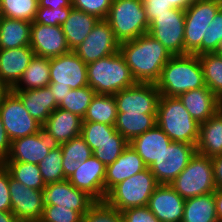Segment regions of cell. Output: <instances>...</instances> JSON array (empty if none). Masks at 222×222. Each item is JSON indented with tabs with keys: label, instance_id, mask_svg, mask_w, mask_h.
Listing matches in <instances>:
<instances>
[{
	"label": "cell",
	"instance_id": "cell-1",
	"mask_svg": "<svg viewBox=\"0 0 222 222\" xmlns=\"http://www.w3.org/2000/svg\"><path fill=\"white\" fill-rule=\"evenodd\" d=\"M119 52L140 83H156L163 67L173 56L157 39L145 33L134 40L120 43Z\"/></svg>",
	"mask_w": 222,
	"mask_h": 222
},
{
	"label": "cell",
	"instance_id": "cell-2",
	"mask_svg": "<svg viewBox=\"0 0 222 222\" xmlns=\"http://www.w3.org/2000/svg\"><path fill=\"white\" fill-rule=\"evenodd\" d=\"M161 96L178 97L187 91L205 87L198 55H173L155 83Z\"/></svg>",
	"mask_w": 222,
	"mask_h": 222
},
{
	"label": "cell",
	"instance_id": "cell-3",
	"mask_svg": "<svg viewBox=\"0 0 222 222\" xmlns=\"http://www.w3.org/2000/svg\"><path fill=\"white\" fill-rule=\"evenodd\" d=\"M87 79L96 94L104 95H115L137 83L120 52L87 64Z\"/></svg>",
	"mask_w": 222,
	"mask_h": 222
},
{
	"label": "cell",
	"instance_id": "cell-4",
	"mask_svg": "<svg viewBox=\"0 0 222 222\" xmlns=\"http://www.w3.org/2000/svg\"><path fill=\"white\" fill-rule=\"evenodd\" d=\"M157 126L175 142L197 145L200 124L192 118L178 97L160 96Z\"/></svg>",
	"mask_w": 222,
	"mask_h": 222
},
{
	"label": "cell",
	"instance_id": "cell-5",
	"mask_svg": "<svg viewBox=\"0 0 222 222\" xmlns=\"http://www.w3.org/2000/svg\"><path fill=\"white\" fill-rule=\"evenodd\" d=\"M121 43L148 33L149 22L142 0H112L105 19Z\"/></svg>",
	"mask_w": 222,
	"mask_h": 222
},
{
	"label": "cell",
	"instance_id": "cell-6",
	"mask_svg": "<svg viewBox=\"0 0 222 222\" xmlns=\"http://www.w3.org/2000/svg\"><path fill=\"white\" fill-rule=\"evenodd\" d=\"M160 184L149 168L115 185L105 201L120 212L133 207L147 206L149 198Z\"/></svg>",
	"mask_w": 222,
	"mask_h": 222
},
{
	"label": "cell",
	"instance_id": "cell-7",
	"mask_svg": "<svg viewBox=\"0 0 222 222\" xmlns=\"http://www.w3.org/2000/svg\"><path fill=\"white\" fill-rule=\"evenodd\" d=\"M169 185L184 199L215 192L211 158L196 152L188 165Z\"/></svg>",
	"mask_w": 222,
	"mask_h": 222
},
{
	"label": "cell",
	"instance_id": "cell-8",
	"mask_svg": "<svg viewBox=\"0 0 222 222\" xmlns=\"http://www.w3.org/2000/svg\"><path fill=\"white\" fill-rule=\"evenodd\" d=\"M222 0H194L185 9L184 55L193 54L206 41V31Z\"/></svg>",
	"mask_w": 222,
	"mask_h": 222
},
{
	"label": "cell",
	"instance_id": "cell-9",
	"mask_svg": "<svg viewBox=\"0 0 222 222\" xmlns=\"http://www.w3.org/2000/svg\"><path fill=\"white\" fill-rule=\"evenodd\" d=\"M0 116L11 141L35 134L42 128V124L31 117L13 90L0 101Z\"/></svg>",
	"mask_w": 222,
	"mask_h": 222
},
{
	"label": "cell",
	"instance_id": "cell-10",
	"mask_svg": "<svg viewBox=\"0 0 222 222\" xmlns=\"http://www.w3.org/2000/svg\"><path fill=\"white\" fill-rule=\"evenodd\" d=\"M185 10L172 8L168 13L155 15L148 33L172 55H184Z\"/></svg>",
	"mask_w": 222,
	"mask_h": 222
},
{
	"label": "cell",
	"instance_id": "cell-11",
	"mask_svg": "<svg viewBox=\"0 0 222 222\" xmlns=\"http://www.w3.org/2000/svg\"><path fill=\"white\" fill-rule=\"evenodd\" d=\"M195 153V145L172 141L149 169L159 184H169L188 165Z\"/></svg>",
	"mask_w": 222,
	"mask_h": 222
},
{
	"label": "cell",
	"instance_id": "cell-12",
	"mask_svg": "<svg viewBox=\"0 0 222 222\" xmlns=\"http://www.w3.org/2000/svg\"><path fill=\"white\" fill-rule=\"evenodd\" d=\"M60 147L59 142L43 127L35 134L11 141L9 155L4 162L39 164L50 150Z\"/></svg>",
	"mask_w": 222,
	"mask_h": 222
},
{
	"label": "cell",
	"instance_id": "cell-13",
	"mask_svg": "<svg viewBox=\"0 0 222 222\" xmlns=\"http://www.w3.org/2000/svg\"><path fill=\"white\" fill-rule=\"evenodd\" d=\"M160 92L155 83H140L117 92V113L157 114Z\"/></svg>",
	"mask_w": 222,
	"mask_h": 222
},
{
	"label": "cell",
	"instance_id": "cell-14",
	"mask_svg": "<svg viewBox=\"0 0 222 222\" xmlns=\"http://www.w3.org/2000/svg\"><path fill=\"white\" fill-rule=\"evenodd\" d=\"M120 42L109 23L99 20L86 39L73 51L85 63L97 61L119 52Z\"/></svg>",
	"mask_w": 222,
	"mask_h": 222
},
{
	"label": "cell",
	"instance_id": "cell-15",
	"mask_svg": "<svg viewBox=\"0 0 222 222\" xmlns=\"http://www.w3.org/2000/svg\"><path fill=\"white\" fill-rule=\"evenodd\" d=\"M50 86L79 89L88 86L87 64L74 51L50 58Z\"/></svg>",
	"mask_w": 222,
	"mask_h": 222
},
{
	"label": "cell",
	"instance_id": "cell-16",
	"mask_svg": "<svg viewBox=\"0 0 222 222\" xmlns=\"http://www.w3.org/2000/svg\"><path fill=\"white\" fill-rule=\"evenodd\" d=\"M9 192L11 211L20 222L40 221L44 209L43 190L26 187L9 173Z\"/></svg>",
	"mask_w": 222,
	"mask_h": 222
},
{
	"label": "cell",
	"instance_id": "cell-17",
	"mask_svg": "<svg viewBox=\"0 0 222 222\" xmlns=\"http://www.w3.org/2000/svg\"><path fill=\"white\" fill-rule=\"evenodd\" d=\"M43 198L44 205H61L78 211L82 216L96 202L86 192L74 187L68 179L46 184Z\"/></svg>",
	"mask_w": 222,
	"mask_h": 222
},
{
	"label": "cell",
	"instance_id": "cell-18",
	"mask_svg": "<svg viewBox=\"0 0 222 222\" xmlns=\"http://www.w3.org/2000/svg\"><path fill=\"white\" fill-rule=\"evenodd\" d=\"M105 176L106 165L92 155L81 163L68 180L95 201H105Z\"/></svg>",
	"mask_w": 222,
	"mask_h": 222
},
{
	"label": "cell",
	"instance_id": "cell-19",
	"mask_svg": "<svg viewBox=\"0 0 222 222\" xmlns=\"http://www.w3.org/2000/svg\"><path fill=\"white\" fill-rule=\"evenodd\" d=\"M36 56L54 58L69 51L61 26L32 23L30 45Z\"/></svg>",
	"mask_w": 222,
	"mask_h": 222
},
{
	"label": "cell",
	"instance_id": "cell-20",
	"mask_svg": "<svg viewBox=\"0 0 222 222\" xmlns=\"http://www.w3.org/2000/svg\"><path fill=\"white\" fill-rule=\"evenodd\" d=\"M184 205L185 199L169 184H160L147 206L160 222H181Z\"/></svg>",
	"mask_w": 222,
	"mask_h": 222
},
{
	"label": "cell",
	"instance_id": "cell-21",
	"mask_svg": "<svg viewBox=\"0 0 222 222\" xmlns=\"http://www.w3.org/2000/svg\"><path fill=\"white\" fill-rule=\"evenodd\" d=\"M178 98L199 124L207 121L222 108V101L207 86L187 91Z\"/></svg>",
	"mask_w": 222,
	"mask_h": 222
},
{
	"label": "cell",
	"instance_id": "cell-22",
	"mask_svg": "<svg viewBox=\"0 0 222 222\" xmlns=\"http://www.w3.org/2000/svg\"><path fill=\"white\" fill-rule=\"evenodd\" d=\"M34 56L35 52L30 46L0 50V76L11 90L20 81Z\"/></svg>",
	"mask_w": 222,
	"mask_h": 222
},
{
	"label": "cell",
	"instance_id": "cell-23",
	"mask_svg": "<svg viewBox=\"0 0 222 222\" xmlns=\"http://www.w3.org/2000/svg\"><path fill=\"white\" fill-rule=\"evenodd\" d=\"M146 168L142 158L128 145L113 163L106 166L105 198L115 185Z\"/></svg>",
	"mask_w": 222,
	"mask_h": 222
},
{
	"label": "cell",
	"instance_id": "cell-24",
	"mask_svg": "<svg viewBox=\"0 0 222 222\" xmlns=\"http://www.w3.org/2000/svg\"><path fill=\"white\" fill-rule=\"evenodd\" d=\"M171 142L172 140L156 125L154 128L133 138L129 145L142 158L146 167L149 168Z\"/></svg>",
	"mask_w": 222,
	"mask_h": 222
},
{
	"label": "cell",
	"instance_id": "cell-25",
	"mask_svg": "<svg viewBox=\"0 0 222 222\" xmlns=\"http://www.w3.org/2000/svg\"><path fill=\"white\" fill-rule=\"evenodd\" d=\"M82 121V118L76 114L57 108L50 114L42 127L61 145L81 135Z\"/></svg>",
	"mask_w": 222,
	"mask_h": 222
},
{
	"label": "cell",
	"instance_id": "cell-26",
	"mask_svg": "<svg viewBox=\"0 0 222 222\" xmlns=\"http://www.w3.org/2000/svg\"><path fill=\"white\" fill-rule=\"evenodd\" d=\"M14 92L21 98L24 108L31 117L42 125L50 114L58 108V104L48 87Z\"/></svg>",
	"mask_w": 222,
	"mask_h": 222
},
{
	"label": "cell",
	"instance_id": "cell-27",
	"mask_svg": "<svg viewBox=\"0 0 222 222\" xmlns=\"http://www.w3.org/2000/svg\"><path fill=\"white\" fill-rule=\"evenodd\" d=\"M196 152L209 158L222 155V108L200 124Z\"/></svg>",
	"mask_w": 222,
	"mask_h": 222
},
{
	"label": "cell",
	"instance_id": "cell-28",
	"mask_svg": "<svg viewBox=\"0 0 222 222\" xmlns=\"http://www.w3.org/2000/svg\"><path fill=\"white\" fill-rule=\"evenodd\" d=\"M100 19L94 15L72 8L68 18L61 25L70 50L76 49L90 34Z\"/></svg>",
	"mask_w": 222,
	"mask_h": 222
},
{
	"label": "cell",
	"instance_id": "cell-29",
	"mask_svg": "<svg viewBox=\"0 0 222 222\" xmlns=\"http://www.w3.org/2000/svg\"><path fill=\"white\" fill-rule=\"evenodd\" d=\"M32 23L0 16V50L30 45Z\"/></svg>",
	"mask_w": 222,
	"mask_h": 222
},
{
	"label": "cell",
	"instance_id": "cell-30",
	"mask_svg": "<svg viewBox=\"0 0 222 222\" xmlns=\"http://www.w3.org/2000/svg\"><path fill=\"white\" fill-rule=\"evenodd\" d=\"M181 222H219L215 192L185 199Z\"/></svg>",
	"mask_w": 222,
	"mask_h": 222
},
{
	"label": "cell",
	"instance_id": "cell-31",
	"mask_svg": "<svg viewBox=\"0 0 222 222\" xmlns=\"http://www.w3.org/2000/svg\"><path fill=\"white\" fill-rule=\"evenodd\" d=\"M157 114L117 113L115 129L130 142L157 125Z\"/></svg>",
	"mask_w": 222,
	"mask_h": 222
},
{
	"label": "cell",
	"instance_id": "cell-32",
	"mask_svg": "<svg viewBox=\"0 0 222 222\" xmlns=\"http://www.w3.org/2000/svg\"><path fill=\"white\" fill-rule=\"evenodd\" d=\"M50 84V59L34 56L13 91L47 87Z\"/></svg>",
	"mask_w": 222,
	"mask_h": 222
},
{
	"label": "cell",
	"instance_id": "cell-33",
	"mask_svg": "<svg viewBox=\"0 0 222 222\" xmlns=\"http://www.w3.org/2000/svg\"><path fill=\"white\" fill-rule=\"evenodd\" d=\"M61 150L63 172L66 179L75 172L83 161L93 155L91 148L81 135L61 144Z\"/></svg>",
	"mask_w": 222,
	"mask_h": 222
},
{
	"label": "cell",
	"instance_id": "cell-34",
	"mask_svg": "<svg viewBox=\"0 0 222 222\" xmlns=\"http://www.w3.org/2000/svg\"><path fill=\"white\" fill-rule=\"evenodd\" d=\"M117 108L114 95L95 94L82 122H97L114 126Z\"/></svg>",
	"mask_w": 222,
	"mask_h": 222
},
{
	"label": "cell",
	"instance_id": "cell-35",
	"mask_svg": "<svg viewBox=\"0 0 222 222\" xmlns=\"http://www.w3.org/2000/svg\"><path fill=\"white\" fill-rule=\"evenodd\" d=\"M205 85L222 101V54L204 53L198 56Z\"/></svg>",
	"mask_w": 222,
	"mask_h": 222
},
{
	"label": "cell",
	"instance_id": "cell-36",
	"mask_svg": "<svg viewBox=\"0 0 222 222\" xmlns=\"http://www.w3.org/2000/svg\"><path fill=\"white\" fill-rule=\"evenodd\" d=\"M81 136L92 152L106 141H127L114 126L97 122H82Z\"/></svg>",
	"mask_w": 222,
	"mask_h": 222
},
{
	"label": "cell",
	"instance_id": "cell-37",
	"mask_svg": "<svg viewBox=\"0 0 222 222\" xmlns=\"http://www.w3.org/2000/svg\"><path fill=\"white\" fill-rule=\"evenodd\" d=\"M2 164L16 181L31 189L44 190L46 184L37 164L27 162H3Z\"/></svg>",
	"mask_w": 222,
	"mask_h": 222
},
{
	"label": "cell",
	"instance_id": "cell-38",
	"mask_svg": "<svg viewBox=\"0 0 222 222\" xmlns=\"http://www.w3.org/2000/svg\"><path fill=\"white\" fill-rule=\"evenodd\" d=\"M0 16L24 20L32 23L35 20L38 0H0Z\"/></svg>",
	"mask_w": 222,
	"mask_h": 222
},
{
	"label": "cell",
	"instance_id": "cell-39",
	"mask_svg": "<svg viewBox=\"0 0 222 222\" xmlns=\"http://www.w3.org/2000/svg\"><path fill=\"white\" fill-rule=\"evenodd\" d=\"M95 94L96 92L89 86L71 89L58 108L68 110L83 119Z\"/></svg>",
	"mask_w": 222,
	"mask_h": 222
},
{
	"label": "cell",
	"instance_id": "cell-40",
	"mask_svg": "<svg viewBox=\"0 0 222 222\" xmlns=\"http://www.w3.org/2000/svg\"><path fill=\"white\" fill-rule=\"evenodd\" d=\"M61 145L57 149L50 150L49 154L39 162L38 166L45 184L65 180L62 166Z\"/></svg>",
	"mask_w": 222,
	"mask_h": 222
},
{
	"label": "cell",
	"instance_id": "cell-41",
	"mask_svg": "<svg viewBox=\"0 0 222 222\" xmlns=\"http://www.w3.org/2000/svg\"><path fill=\"white\" fill-rule=\"evenodd\" d=\"M206 31V41L193 53L201 55L204 53L220 52L222 49V7L217 11Z\"/></svg>",
	"mask_w": 222,
	"mask_h": 222
},
{
	"label": "cell",
	"instance_id": "cell-42",
	"mask_svg": "<svg viewBox=\"0 0 222 222\" xmlns=\"http://www.w3.org/2000/svg\"><path fill=\"white\" fill-rule=\"evenodd\" d=\"M82 222H124L121 212L106 201H96L82 216Z\"/></svg>",
	"mask_w": 222,
	"mask_h": 222
},
{
	"label": "cell",
	"instance_id": "cell-43",
	"mask_svg": "<svg viewBox=\"0 0 222 222\" xmlns=\"http://www.w3.org/2000/svg\"><path fill=\"white\" fill-rule=\"evenodd\" d=\"M40 222H82V215L61 205H44Z\"/></svg>",
	"mask_w": 222,
	"mask_h": 222
},
{
	"label": "cell",
	"instance_id": "cell-44",
	"mask_svg": "<svg viewBox=\"0 0 222 222\" xmlns=\"http://www.w3.org/2000/svg\"><path fill=\"white\" fill-rule=\"evenodd\" d=\"M73 7L48 8L38 7L35 20L32 23L61 26L68 18Z\"/></svg>",
	"mask_w": 222,
	"mask_h": 222
},
{
	"label": "cell",
	"instance_id": "cell-45",
	"mask_svg": "<svg viewBox=\"0 0 222 222\" xmlns=\"http://www.w3.org/2000/svg\"><path fill=\"white\" fill-rule=\"evenodd\" d=\"M128 145V141H106L98 145V148L92 154L107 166L113 163Z\"/></svg>",
	"mask_w": 222,
	"mask_h": 222
},
{
	"label": "cell",
	"instance_id": "cell-46",
	"mask_svg": "<svg viewBox=\"0 0 222 222\" xmlns=\"http://www.w3.org/2000/svg\"><path fill=\"white\" fill-rule=\"evenodd\" d=\"M112 0H72L75 9L91 14L104 20L107 18Z\"/></svg>",
	"mask_w": 222,
	"mask_h": 222
},
{
	"label": "cell",
	"instance_id": "cell-47",
	"mask_svg": "<svg viewBox=\"0 0 222 222\" xmlns=\"http://www.w3.org/2000/svg\"><path fill=\"white\" fill-rule=\"evenodd\" d=\"M121 214L124 222H160L148 206L129 208Z\"/></svg>",
	"mask_w": 222,
	"mask_h": 222
},
{
	"label": "cell",
	"instance_id": "cell-48",
	"mask_svg": "<svg viewBox=\"0 0 222 222\" xmlns=\"http://www.w3.org/2000/svg\"><path fill=\"white\" fill-rule=\"evenodd\" d=\"M0 211H11L9 171L0 163Z\"/></svg>",
	"mask_w": 222,
	"mask_h": 222
},
{
	"label": "cell",
	"instance_id": "cell-49",
	"mask_svg": "<svg viewBox=\"0 0 222 222\" xmlns=\"http://www.w3.org/2000/svg\"><path fill=\"white\" fill-rule=\"evenodd\" d=\"M149 24L155 19V15L168 13L173 7L165 0H142Z\"/></svg>",
	"mask_w": 222,
	"mask_h": 222
},
{
	"label": "cell",
	"instance_id": "cell-50",
	"mask_svg": "<svg viewBox=\"0 0 222 222\" xmlns=\"http://www.w3.org/2000/svg\"><path fill=\"white\" fill-rule=\"evenodd\" d=\"M11 148V140L9 139L7 132L2 123L0 116V163H3L9 155Z\"/></svg>",
	"mask_w": 222,
	"mask_h": 222
},
{
	"label": "cell",
	"instance_id": "cell-51",
	"mask_svg": "<svg viewBox=\"0 0 222 222\" xmlns=\"http://www.w3.org/2000/svg\"><path fill=\"white\" fill-rule=\"evenodd\" d=\"M211 161L216 189L222 190V155L212 157Z\"/></svg>",
	"mask_w": 222,
	"mask_h": 222
},
{
	"label": "cell",
	"instance_id": "cell-52",
	"mask_svg": "<svg viewBox=\"0 0 222 222\" xmlns=\"http://www.w3.org/2000/svg\"><path fill=\"white\" fill-rule=\"evenodd\" d=\"M38 7L62 8L73 6L72 0H38Z\"/></svg>",
	"mask_w": 222,
	"mask_h": 222
},
{
	"label": "cell",
	"instance_id": "cell-53",
	"mask_svg": "<svg viewBox=\"0 0 222 222\" xmlns=\"http://www.w3.org/2000/svg\"><path fill=\"white\" fill-rule=\"evenodd\" d=\"M52 95L53 98H55L56 103L59 105L65 98V96L67 95V93H69V91L71 90V88L69 86H47Z\"/></svg>",
	"mask_w": 222,
	"mask_h": 222
},
{
	"label": "cell",
	"instance_id": "cell-54",
	"mask_svg": "<svg viewBox=\"0 0 222 222\" xmlns=\"http://www.w3.org/2000/svg\"><path fill=\"white\" fill-rule=\"evenodd\" d=\"M215 203L218 221L222 222V190H215Z\"/></svg>",
	"mask_w": 222,
	"mask_h": 222
},
{
	"label": "cell",
	"instance_id": "cell-55",
	"mask_svg": "<svg viewBox=\"0 0 222 222\" xmlns=\"http://www.w3.org/2000/svg\"><path fill=\"white\" fill-rule=\"evenodd\" d=\"M173 8L185 10L194 0H165Z\"/></svg>",
	"mask_w": 222,
	"mask_h": 222
},
{
	"label": "cell",
	"instance_id": "cell-56",
	"mask_svg": "<svg viewBox=\"0 0 222 222\" xmlns=\"http://www.w3.org/2000/svg\"><path fill=\"white\" fill-rule=\"evenodd\" d=\"M0 222H20L12 211H0Z\"/></svg>",
	"mask_w": 222,
	"mask_h": 222
},
{
	"label": "cell",
	"instance_id": "cell-57",
	"mask_svg": "<svg viewBox=\"0 0 222 222\" xmlns=\"http://www.w3.org/2000/svg\"><path fill=\"white\" fill-rule=\"evenodd\" d=\"M11 91L9 86L3 81L0 76V101Z\"/></svg>",
	"mask_w": 222,
	"mask_h": 222
}]
</instances>
